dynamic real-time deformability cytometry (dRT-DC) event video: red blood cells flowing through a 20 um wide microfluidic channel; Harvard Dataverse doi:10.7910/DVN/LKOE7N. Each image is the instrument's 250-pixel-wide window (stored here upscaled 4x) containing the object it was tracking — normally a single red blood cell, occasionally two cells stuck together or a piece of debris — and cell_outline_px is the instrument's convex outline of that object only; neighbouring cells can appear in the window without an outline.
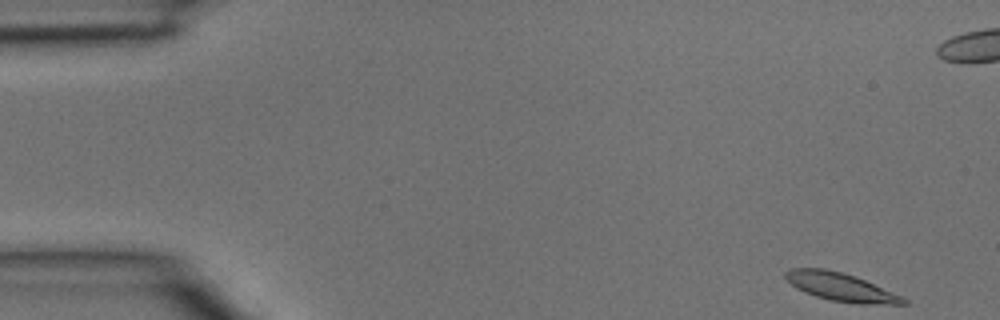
{"species": "common noctule bat (a hibernating species)", "species_latin": "Nyctalus noctula", "temperature_condition": "room temperature", "stored_images_in_passage": 39, "camera_frame_rate_fps": 3000, "um_per_image_px": 0.085, "animal": {"sex": "male", "body_mass_g": 15.6}, "frame": {"image": 1, "passage_image": 1, "time_ms": 0.0, "image_size_px": [1000, 320], "cell_outline_px": [[908, 304], [856, 304], [832, 300], [816, 296], [796, 288], [784, 276], [784, 272], [792, 268], [828, 268], [856, 276], [900, 296], [908, 300]], "centroid_in_image_um": [71.45, 24.38], "position_along_channel_um": 13.5, "area_um2": 19.19}}
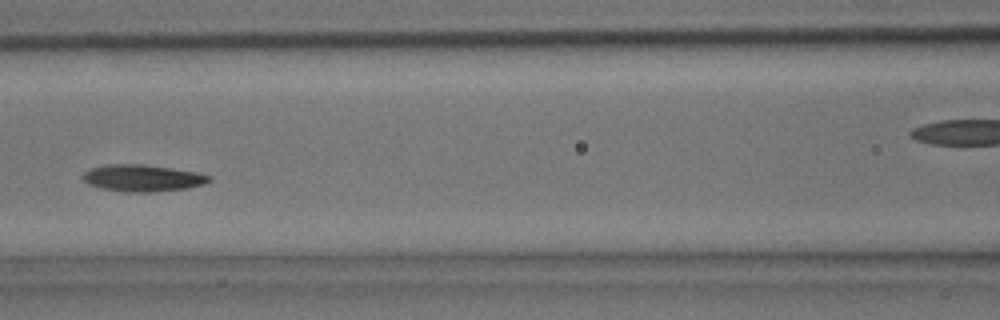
{"frame": {"image": 2, "passage_image": 16, "time_ms": 5.0, "image_size_px": [1000, 320], "cell_outline_px": [[212, 180], [204, 184], [188, 188], [152, 192], [124, 192], [100, 188], [88, 184], [84, 180], [84, 172], [92, 168], [108, 164], [140, 164], [172, 168], [196, 172], [212, 176]], "centroid_in_image_um": [12.15, 15.14], "position_along_channel_um": 154.5, "area_um2": 19.71}}
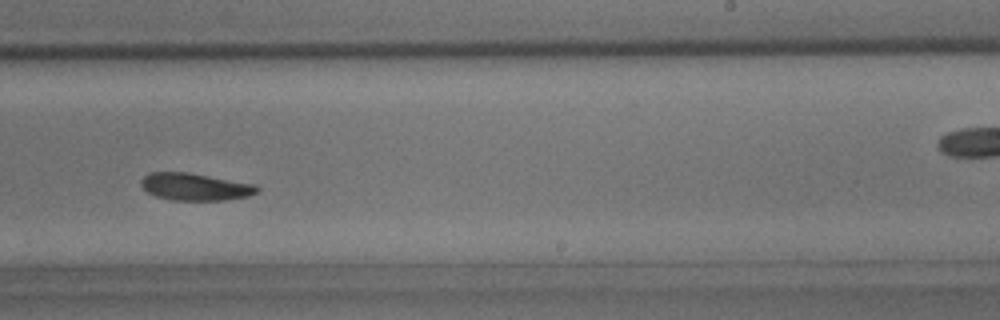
{"frame": {"image": 3, "passage_image": 23, "time_ms": 7.333, "image_size_px": [1000, 320], "cell_outline_px": [[260, 188], [256, 192], [248, 196], [224, 200], [172, 200], [156, 196], [148, 192], [140, 184], [140, 180], [148, 172], [188, 172], [256, 184]], "centroid_in_image_um": [16.57, 15.87], "position_along_channel_um": 272.4, "area_um2": 18.44}}